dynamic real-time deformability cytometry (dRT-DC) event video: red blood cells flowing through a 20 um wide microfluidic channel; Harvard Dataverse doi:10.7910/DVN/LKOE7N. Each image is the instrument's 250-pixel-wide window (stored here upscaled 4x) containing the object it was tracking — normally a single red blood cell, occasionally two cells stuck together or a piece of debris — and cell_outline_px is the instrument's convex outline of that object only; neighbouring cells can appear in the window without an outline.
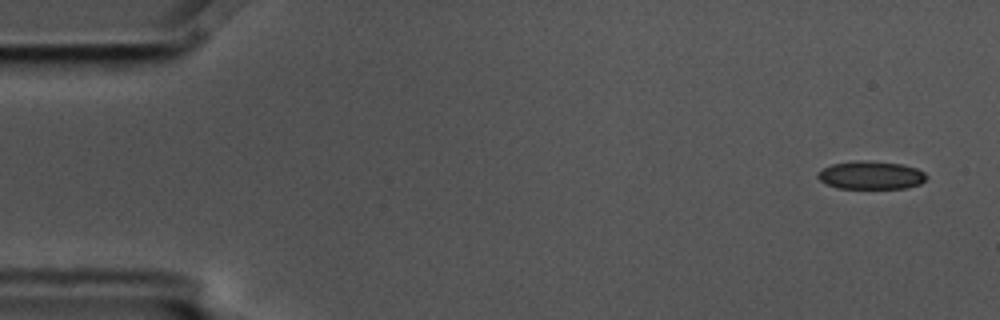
{"species": "common noctule bat (a hibernating species)", "species_latin": "Nyctalus noctula", "temperature_condition": "cold", "stored_images_in_passage": 4, "camera_frame_rate_fps": 3000, "um_per_image_px": 0.085, "animal": {"sex": "male", "body_mass_g": 17.5, "forearm_length_mm": 52.3}, "frame": {"image": 1, "passage_image": 1, "time_ms": 0.0, "image_size_px": [1000, 320], "cell_outline_px": [[928, 176], [920, 184], [904, 188], [836, 188], [824, 184], [816, 176], [816, 172], [832, 164], [856, 160], [864, 160], [900, 164], [916, 168], [924, 172]], "centroid_in_image_um": [73.98, 14.89], "position_along_channel_um": 11.0, "area_um2": 17.86}}